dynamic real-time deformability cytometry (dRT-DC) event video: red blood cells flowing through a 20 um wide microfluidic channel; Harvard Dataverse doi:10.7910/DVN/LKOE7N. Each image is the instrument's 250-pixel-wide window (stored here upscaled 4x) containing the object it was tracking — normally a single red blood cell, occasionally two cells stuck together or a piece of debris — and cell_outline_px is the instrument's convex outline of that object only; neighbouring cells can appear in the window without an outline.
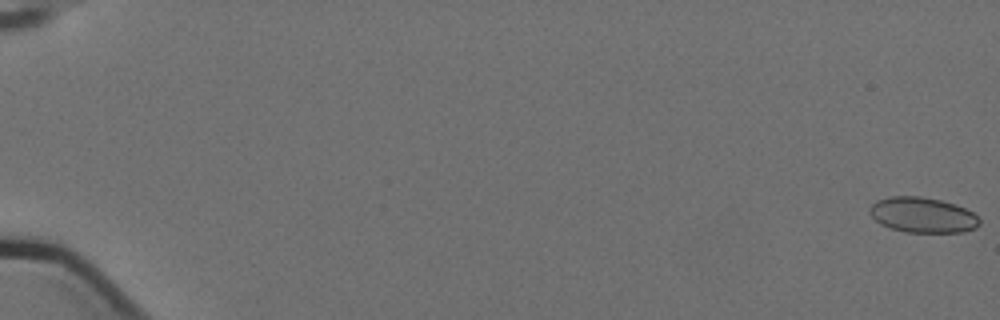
{"species": "Egyptian fruit bat (a non-hibernating species)", "species_latin": "Rousettus aegyptiacus", "temperature_condition": "cold", "stored_images_in_passage": 7, "camera_frame_rate_fps": 3000, "um_per_image_px": 0.085, "animal": {"sex": "female"}, "frame": {"image": 1, "passage_image": 1, "time_ms": 0.0, "image_size_px": [1000, 320], "cell_outline_px": [[980, 224], [976, 228], [964, 232], [904, 232], [880, 224], [868, 212], [868, 208], [876, 200], [888, 196], [920, 196], [940, 200], [956, 204], [972, 212], [980, 220]], "centroid_in_image_um": [78.4, 18.27], "position_along_channel_um": 6.6, "area_um2": 22.72}}
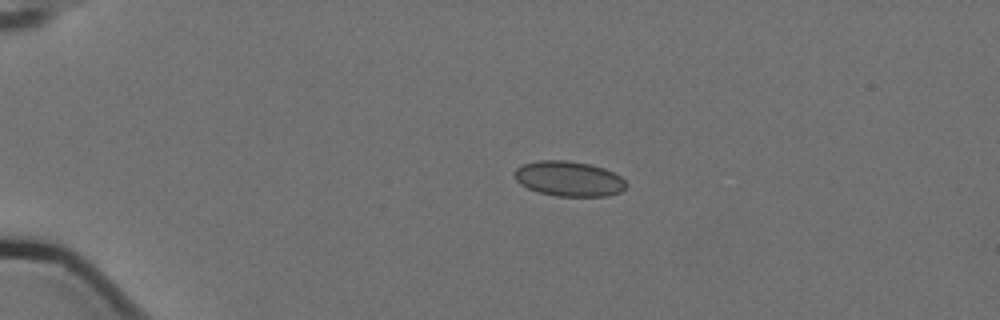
{"frame": {"image": 2, "passage_image": 5, "time_ms": 1.333, "image_size_px": [1000, 320], "cell_outline_px": [[628, 184], [620, 192], [608, 196], [556, 196], [540, 192], [528, 188], [520, 184], [512, 176], [512, 172], [516, 168], [524, 164], [540, 160], [568, 160], [588, 164], [604, 168], [620, 176]], "centroid_in_image_um": [48.33, 15.19], "position_along_channel_um": 36.7, "area_um2": 22.89}}